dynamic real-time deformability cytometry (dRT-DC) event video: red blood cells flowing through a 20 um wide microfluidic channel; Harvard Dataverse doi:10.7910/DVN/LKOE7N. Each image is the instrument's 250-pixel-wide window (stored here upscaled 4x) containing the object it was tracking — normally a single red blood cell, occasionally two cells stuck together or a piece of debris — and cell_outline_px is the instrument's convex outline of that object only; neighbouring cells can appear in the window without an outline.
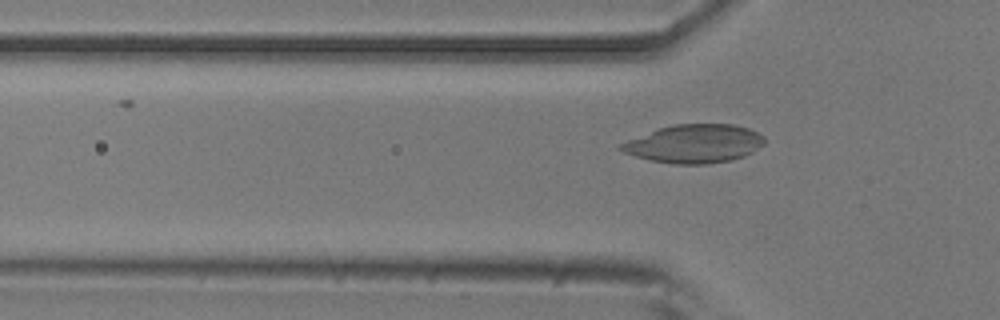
{"species": "common noctule bat (a hibernating species)", "species_latin": "Nyctalus noctula", "temperature_condition": "room temperature", "stored_images_in_passage": 7, "camera_frame_rate_fps": 3000, "um_per_image_px": 0.085, "animal": {"sex": "male", "body_mass_g": 20.5, "forearm_length_mm": 52.5}, "frame": {"image": 1, "passage_image": 3, "time_ms": 0.667, "image_size_px": [1000, 320], "cell_outline_px": [[764, 144], [752, 152], [744, 156], [732, 160], [708, 164], [676, 164], [652, 160], [636, 156], [624, 152], [616, 148], [620, 144], [628, 140], [656, 128], [672, 124], [736, 124], [748, 128], [764, 136]], "centroid_in_image_um": [59.02, 12.2], "position_along_channel_um": 66.8, "area_um2": 32.19}}
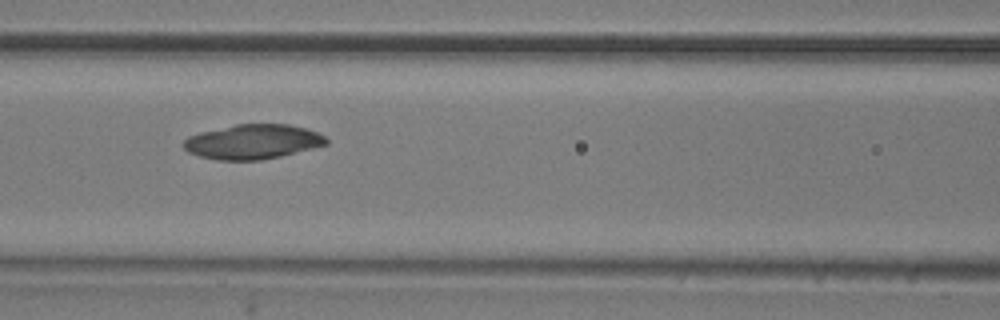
{"frame": {"image": 2, "passage_image": 5, "time_ms": 1.333, "image_size_px": [1000, 320], "cell_outline_px": [[328, 144], [280, 156], [260, 160], [216, 160], [200, 156], [188, 152], [180, 144], [188, 136], [200, 132], [236, 124], [288, 124], [308, 128], [324, 136], [328, 140]], "centroid_in_image_um": [21.46, 12.04], "position_along_channel_um": 145.1, "area_um2": 28.84}}
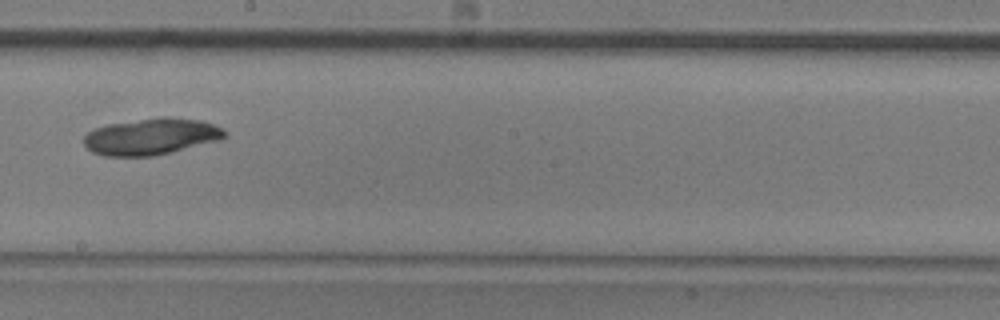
{"frame": {"image": 3, "passage_image": 7, "time_ms": 2.0, "image_size_px": [1000, 320], "cell_outline_px": [[228, 136], [220, 140], [152, 156], [104, 156], [92, 152], [84, 144], [84, 136], [88, 132], [96, 128], [108, 124], [164, 116], [168, 116], [200, 120], [224, 128], [228, 132]], "centroid_in_image_um": [12.88, 11.6], "position_along_channel_um": 235.3, "area_um2": 29.94}}